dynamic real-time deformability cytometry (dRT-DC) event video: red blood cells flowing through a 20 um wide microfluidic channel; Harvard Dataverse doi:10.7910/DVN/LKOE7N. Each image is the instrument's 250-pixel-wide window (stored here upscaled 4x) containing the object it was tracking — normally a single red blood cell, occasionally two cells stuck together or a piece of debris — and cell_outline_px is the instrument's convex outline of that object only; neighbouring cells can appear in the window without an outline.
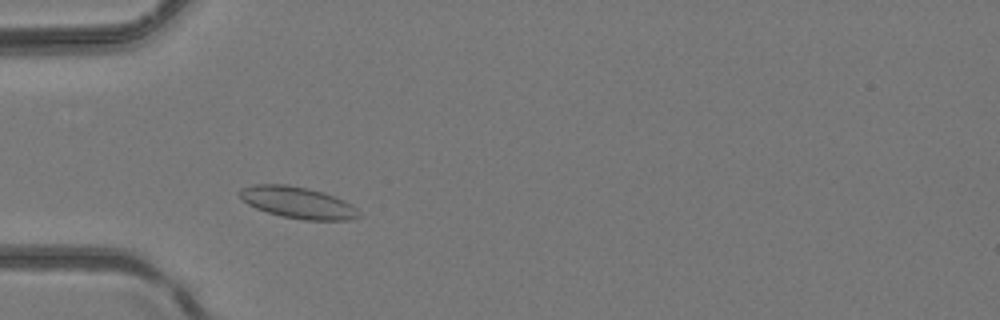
{"species": "common noctule bat (a hibernating species)", "species_latin": "Nyctalus noctula", "temperature_condition": "room temperature", "stored_images_in_passage": 3, "camera_frame_rate_fps": 3000, "um_per_image_px": 0.085, "animal": {"sex": "female", "body_mass_g": 24.6, "forearm_length_mm": 56.2}, "frame": {"image": 1, "passage_image": 2, "time_ms": 0.333, "image_size_px": [1000, 320], "cell_outline_px": [[360, 216], [348, 220], [304, 220], [280, 216], [256, 208], [248, 204], [240, 196], [240, 188], [252, 184], [288, 184], [308, 188], [324, 192], [336, 196], [352, 204], [360, 212]], "centroid_in_image_um": [25.33, 17.21], "position_along_channel_um": 59.7, "area_um2": 22.08}}
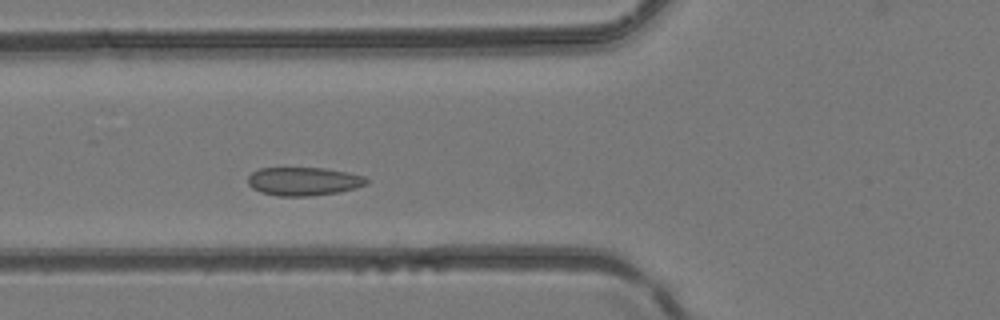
{"frame": {"image": 2, "passage_image": 3, "time_ms": 0.667, "image_size_px": [1000, 320], "cell_outline_px": [[368, 184], [356, 188], [340, 192], [308, 196], [280, 196], [260, 192], [252, 188], [248, 184], [248, 176], [252, 172], [260, 168], [324, 168], [348, 172], [364, 176], [368, 180]], "centroid_in_image_um": [25.82, 15.41], "position_along_channel_um": 100.0, "area_um2": 19.71}}